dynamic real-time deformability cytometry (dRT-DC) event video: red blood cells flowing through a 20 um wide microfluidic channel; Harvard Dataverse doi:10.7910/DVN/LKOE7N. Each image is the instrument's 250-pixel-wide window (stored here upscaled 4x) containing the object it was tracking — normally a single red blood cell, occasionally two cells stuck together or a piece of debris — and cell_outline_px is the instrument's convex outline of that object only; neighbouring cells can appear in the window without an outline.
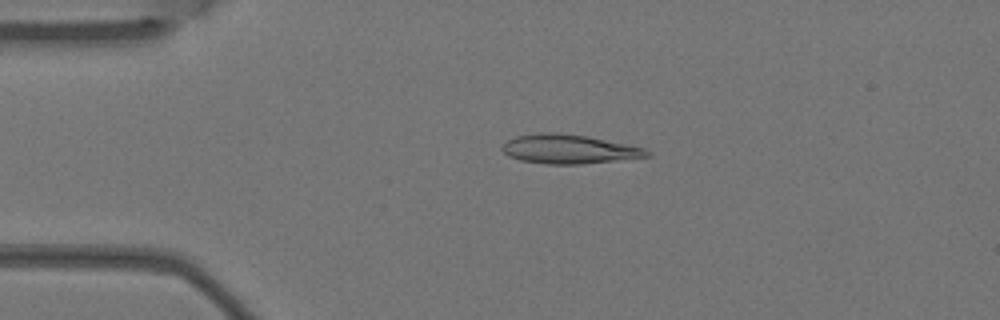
{"species": "Egyptian fruit bat (a non-hibernating species)", "species_latin": "Rousettus aegyptiacus", "temperature_condition": "warm", "stored_images_in_passage": 5, "camera_frame_rate_fps": 3000, "um_per_image_px": 0.085, "animal": {"sex": "female"}, "frame": {"image": 1, "passage_image": 4, "time_ms": 1.0, "image_size_px": [1000, 320], "cell_outline_px": [[652, 156], [580, 164], [544, 164], [520, 160], [508, 156], [500, 148], [500, 144], [516, 136], [540, 132], [556, 132], [588, 136], [628, 144], [644, 148], [652, 152]], "centroid_in_image_um": [48.34, 12.67], "position_along_channel_um": 36.7, "area_um2": 24.8}}